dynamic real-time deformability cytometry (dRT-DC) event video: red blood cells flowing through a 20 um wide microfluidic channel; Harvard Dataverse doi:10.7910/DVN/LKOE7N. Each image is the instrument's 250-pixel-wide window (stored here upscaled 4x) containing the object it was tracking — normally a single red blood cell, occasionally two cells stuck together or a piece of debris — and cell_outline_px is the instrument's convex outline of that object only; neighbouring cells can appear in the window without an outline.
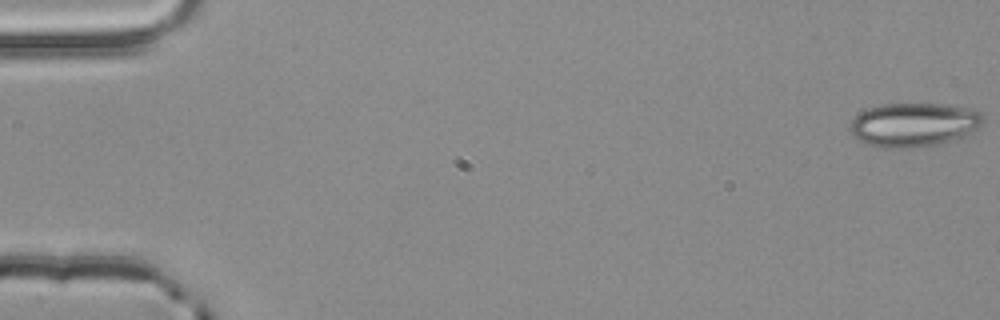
{"species": "common noctule bat (a hibernating species)", "species_latin": "Nyctalus noctula", "temperature_condition": "room temperature", "stored_images_in_passage": 55, "camera_frame_rate_fps": 3000, "um_per_image_px": 0.085, "animal": {"sex": "male", "body_mass_g": 20.4}, "frame": {"image": 1, "passage_image": 1, "time_ms": 0.0, "image_size_px": [1000, 320], "cell_outline_px": [[984, 120], [976, 128], [960, 140], [940, 144], [900, 148], [884, 148], [868, 144], [860, 140], [848, 128], [852, 120], [860, 112], [868, 108], [884, 104], [944, 104], [976, 108], [984, 116]], "centroid_in_image_um": [77.73, 10.59], "position_along_channel_um": 7.3, "area_um2": 34.22}}
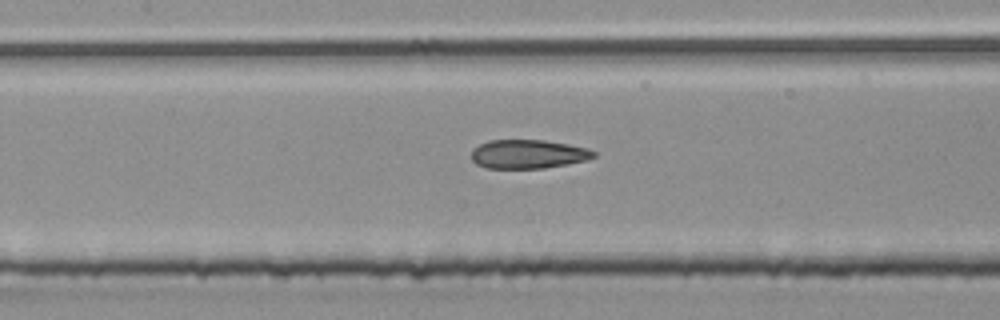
{"frame": {"image": 2, "passage_image": 26, "time_ms": 8.333, "image_size_px": [1000, 320], "cell_outline_px": [[596, 156], [588, 160], [568, 164], [544, 168], [484, 168], [476, 164], [472, 160], [472, 148], [488, 140], [544, 140], [568, 144], [588, 148], [596, 152]], "centroid_in_image_um": [44.9, 13.1], "position_along_channel_um": 162.5, "area_um2": 20.75}}
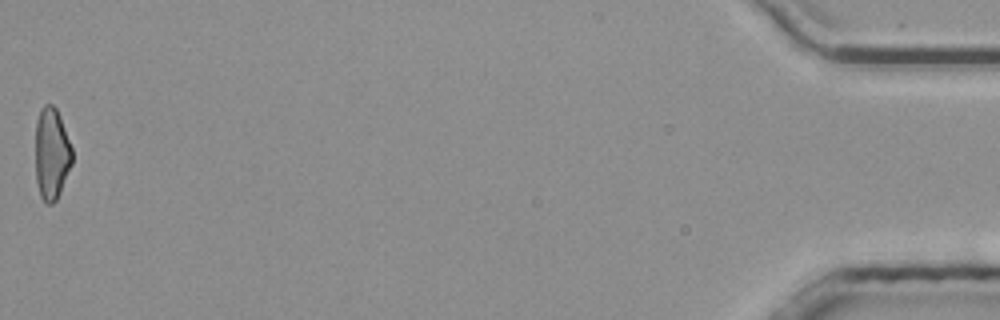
{"frame": {"image": 3, "passage_image": 55, "time_ms": 18.0, "image_size_px": [1000, 320], "cell_outline_px": [[72, 164], [60, 192], [56, 200], [52, 204], [44, 204], [40, 196], [36, 180], [36, 120], [40, 108], [44, 104], [52, 104], [56, 108], [72, 148]], "centroid_in_image_um": [4.37, 13.08], "position_along_channel_um": 430.8, "area_um2": 19.71}, "authors_computed_cell_mechanics": {"area_um2": 21.1548, "velocity_mm_per_s": 3.856, "shape_relaxation_time_tau1_ms": null, "shape_relaxation_time_tau2_ms": 1.9265, "deformation_change_tau1": null, "deformation_change_tau2": 0.0977}}